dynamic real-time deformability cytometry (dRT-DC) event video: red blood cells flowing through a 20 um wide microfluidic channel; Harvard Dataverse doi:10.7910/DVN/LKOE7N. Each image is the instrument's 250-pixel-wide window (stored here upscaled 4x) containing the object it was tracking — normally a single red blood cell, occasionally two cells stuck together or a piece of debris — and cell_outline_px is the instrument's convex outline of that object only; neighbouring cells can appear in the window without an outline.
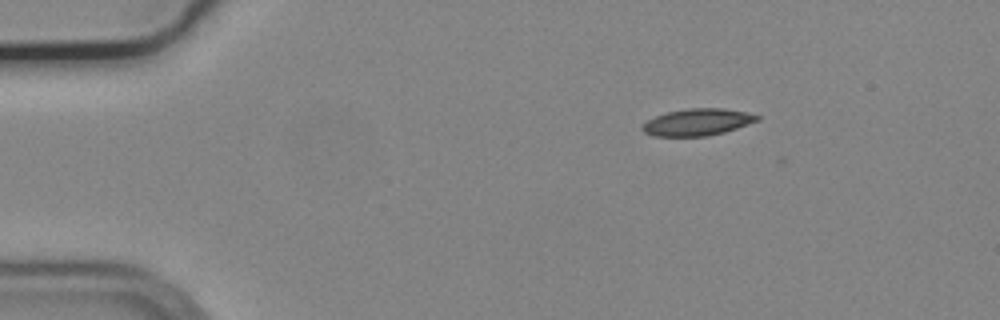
{"species": "common noctule bat (a hibernating species)", "species_latin": "Nyctalus noctula", "temperature_condition": "cold", "stored_images_in_passage": 48, "camera_frame_rate_fps": 3000, "um_per_image_px": 0.085, "animal": {"sex": "male", "body_mass_g": 19.2, "forearm_length_mm": 51.8}, "frame": {"image": 1, "passage_image": 1, "time_ms": 0.0, "image_size_px": [1000, 320], "cell_outline_px": [[760, 120], [724, 132], [708, 136], [652, 136], [644, 132], [640, 128], [648, 120], [656, 116], [668, 112], [688, 108], [724, 108], [744, 112], [760, 116]], "centroid_in_image_um": [59.28, 10.38], "position_along_channel_um": 25.7, "area_um2": 17.86}}
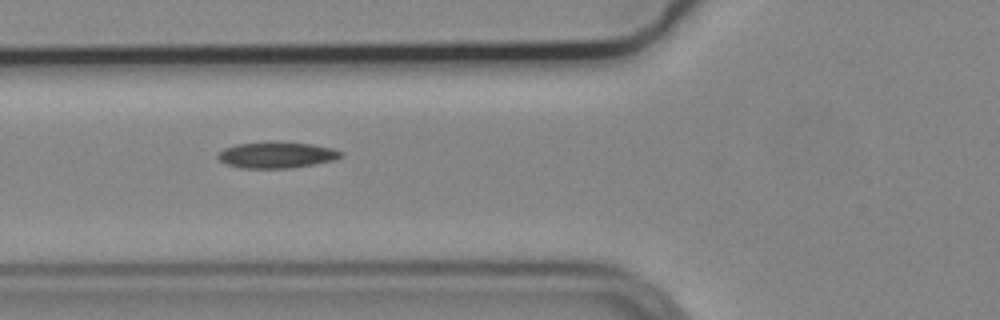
{"frame": {"image": 2, "passage_image": 13, "time_ms": 4.0, "image_size_px": [1000, 320], "cell_outline_px": [[344, 152], [340, 156], [332, 160], [292, 168], [240, 168], [224, 164], [216, 156], [224, 148], [236, 144], [268, 140], [276, 140], [312, 144], [332, 148]], "centroid_in_image_um": [23.46, 13.14], "position_along_channel_um": 102.3, "area_um2": 19.13}}
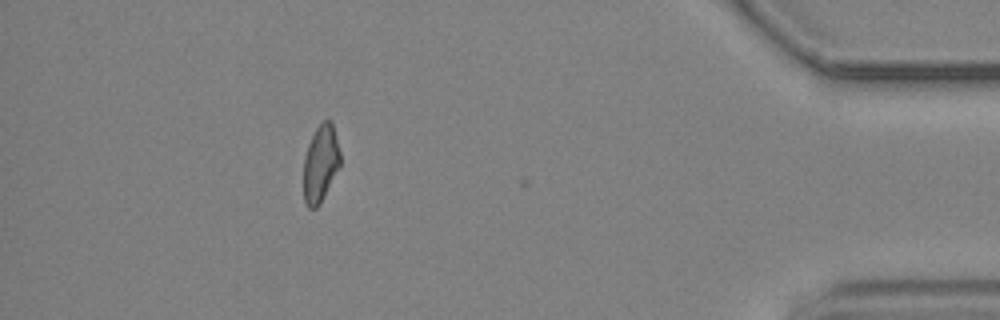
{"frame": {"image": 3, "passage_image": 42, "time_ms": 13.667, "image_size_px": [1000, 320], "cell_outline_px": [[340, 168], [320, 204], [316, 208], [308, 208], [304, 200], [304, 156], [308, 144], [316, 128], [324, 120], [332, 120], [340, 152]], "centroid_in_image_um": [27.26, 13.91], "position_along_channel_um": 407.9, "area_um2": 16.59}, "authors_computed_cell_mechanics": {"area_um2": 17.7446, "velocity_mm_per_s": 3.7108, "shape_relaxation_time_tau1_ms": null, "shape_relaxation_time_tau2_ms": 9.5482, "deformation_change_tau1": null, "deformation_change_tau2": 0.2046}}